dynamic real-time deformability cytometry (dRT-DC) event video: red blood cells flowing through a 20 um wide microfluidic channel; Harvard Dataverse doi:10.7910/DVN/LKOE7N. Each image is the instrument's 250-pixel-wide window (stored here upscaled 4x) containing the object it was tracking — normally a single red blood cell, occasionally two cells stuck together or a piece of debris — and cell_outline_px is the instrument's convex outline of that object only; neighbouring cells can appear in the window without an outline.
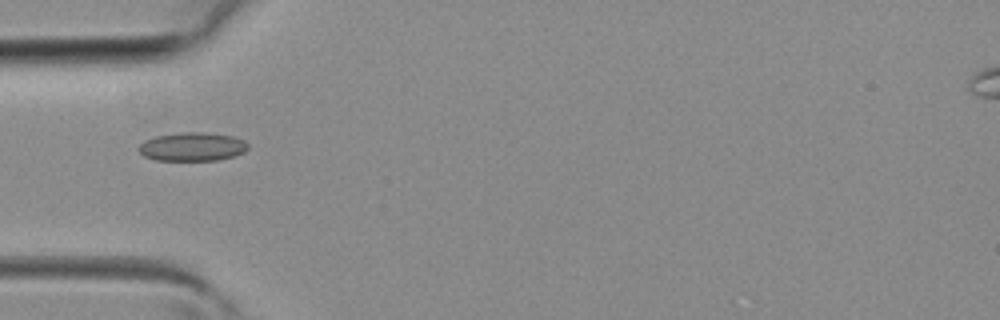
{"species": "common noctule bat (a hibernating species)", "species_latin": "Nyctalus noctula", "temperature_condition": "room temperature", "stored_images_in_passage": 5, "camera_frame_rate_fps": 3000, "um_per_image_px": 0.085, "animal": {"sex": "female", "body_mass_g": 19.3, "forearm_length_mm": 54.1}, "frame": {"image": 1, "passage_image": 4, "time_ms": 1.0, "image_size_px": [1000, 320], "cell_outline_px": [[248, 148], [244, 152], [232, 156], [216, 160], [156, 160], [144, 156], [140, 152], [140, 144], [144, 140], [156, 136], [184, 132], [204, 132], [232, 136], [244, 140], [248, 144]], "centroid_in_image_um": [16.35, 12.46], "position_along_channel_um": 68.6, "area_um2": 18.03}}
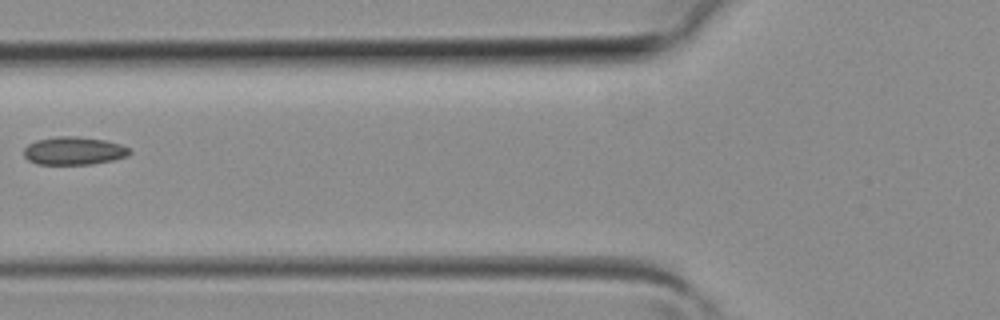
{"frame": {"image": 2, "passage_image": 5, "time_ms": 1.333, "image_size_px": [1000, 320], "cell_outline_px": [[132, 152], [128, 156], [112, 160], [92, 164], [36, 164], [28, 160], [24, 156], [24, 148], [28, 144], [36, 140], [56, 136], [76, 136], [104, 140], [120, 144], [128, 148]], "centroid_in_image_um": [6.26, 12.82], "position_along_channel_um": 119.5, "area_um2": 17.28}}